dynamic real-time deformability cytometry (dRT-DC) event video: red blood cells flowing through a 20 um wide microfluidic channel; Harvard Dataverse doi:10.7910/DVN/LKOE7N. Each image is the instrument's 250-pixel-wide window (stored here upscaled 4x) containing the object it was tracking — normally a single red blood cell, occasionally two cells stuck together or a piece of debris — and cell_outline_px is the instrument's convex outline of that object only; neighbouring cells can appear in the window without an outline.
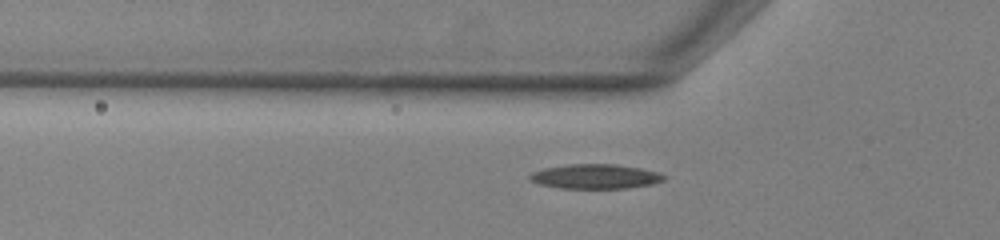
{"species": "common noctule bat (a hibernating species)", "species_latin": "Nyctalus noctula", "temperature_condition": "warm", "stored_images_in_passage": 39, "camera_frame_rate_fps": 3000, "um_per_image_px": 0.085, "animal": {"sex": "male", "body_mass_g": 13.0, "forearm_length_mm": 53.1}, "frame": {"image": 1, "passage_image": 4, "time_ms": 1.0, "image_size_px": [1000, 240], "cell_outline_px": [[664, 180], [652, 184], [628, 188], [560, 188], [540, 184], [532, 180], [528, 176], [532, 172], [544, 168], [572, 164], [616, 164], [640, 168], [660, 172], [664, 176]], "centroid_in_image_um": [50.63, 15.0], "position_along_channel_um": 75.2, "area_um2": 19.07}}
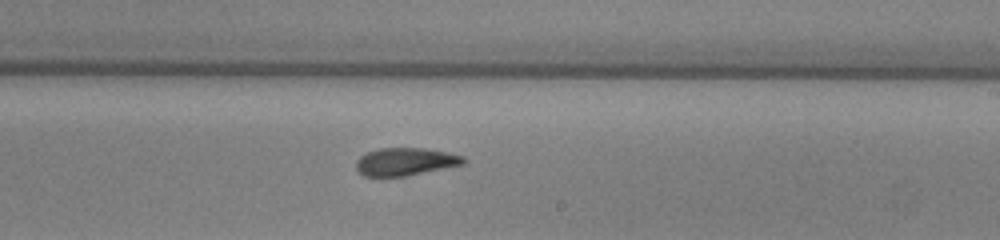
{"frame": {"image": 2, "passage_image": 18, "time_ms": 5.667, "image_size_px": [1000, 240], "cell_outline_px": [[464, 164], [408, 176], [364, 176], [356, 168], [356, 160], [360, 156], [368, 152], [380, 148], [424, 148], [464, 156]], "centroid_in_image_um": [34.44, 13.74], "position_along_channel_um": 254.6, "area_um2": 17.22}}
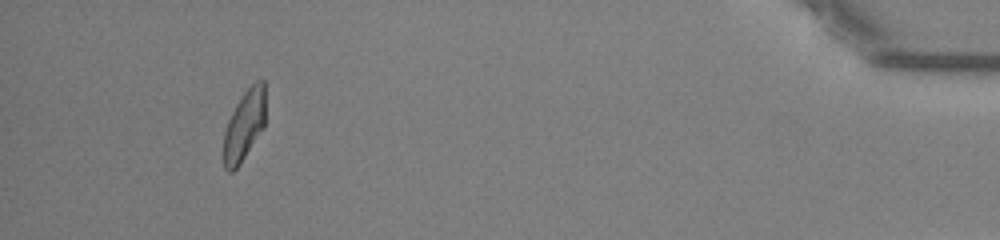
{"frame": {"image": 3, "passage_image": 36, "time_ms": 11.667, "image_size_px": [1000, 240], "cell_outline_px": [[264, 128], [240, 164], [232, 172], [228, 172], [224, 168], [224, 132], [228, 120], [236, 104], [244, 92], [256, 80], [264, 80]], "centroid_in_image_um": [20.76, 10.68], "position_along_channel_um": 414.4, "area_um2": 17.05}, "authors_computed_cell_mechanics": {"area_um2": 17.9758, "velocity_mm_per_s": 3.843, "shape_relaxation_time_tau1_ms": 5.8929, "shape_relaxation_time_tau2_ms": 2.2602, "deformation_change_tau1": 0.1701, "deformation_change_tau2": 0.0922}}